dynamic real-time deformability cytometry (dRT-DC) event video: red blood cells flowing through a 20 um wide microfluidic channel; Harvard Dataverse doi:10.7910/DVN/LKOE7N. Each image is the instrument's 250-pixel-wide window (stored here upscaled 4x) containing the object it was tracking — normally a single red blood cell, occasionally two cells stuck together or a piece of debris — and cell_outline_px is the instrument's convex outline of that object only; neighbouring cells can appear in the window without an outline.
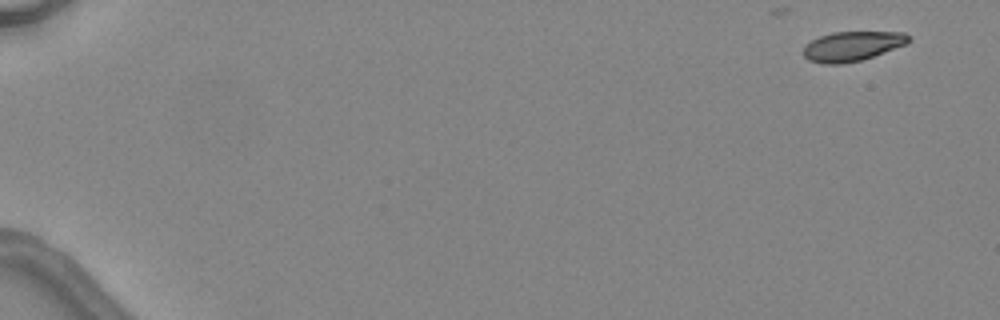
{"species": "common noctule bat (a hibernating species)", "species_latin": "Nyctalus noctula", "temperature_condition": "warm", "stored_images_in_passage": 5, "camera_frame_rate_fps": 3000, "um_per_image_px": 0.085, "animal": {"sex": "female", "body_mass_g": 24.6, "forearm_length_mm": 56.2}, "frame": {"image": 1, "passage_image": 1, "time_ms": 0.0, "image_size_px": [1000, 320], "cell_outline_px": [[912, 40], [908, 44], [860, 60], [840, 64], [820, 64], [808, 60], [804, 56], [804, 48], [812, 40], [820, 36], [832, 32], [904, 32]], "centroid_in_image_um": [72.45, 3.92], "position_along_channel_um": 12.5, "area_um2": 18.09}}